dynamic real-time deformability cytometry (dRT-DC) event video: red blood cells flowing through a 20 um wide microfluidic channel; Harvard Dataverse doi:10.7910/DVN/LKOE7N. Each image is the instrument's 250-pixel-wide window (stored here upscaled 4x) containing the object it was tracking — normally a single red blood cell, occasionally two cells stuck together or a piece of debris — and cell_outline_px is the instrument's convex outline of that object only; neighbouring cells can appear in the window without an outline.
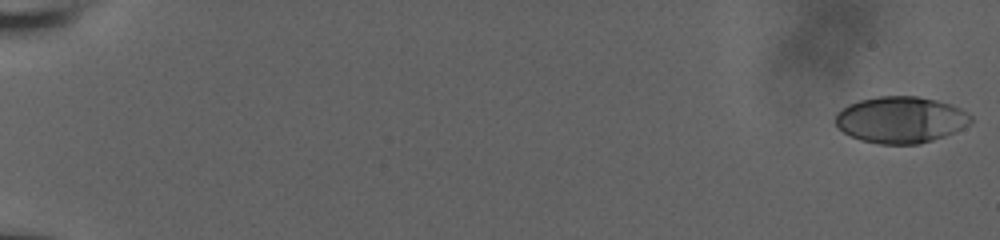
{"species": "human", "species_latin": "Homo sapiens", "temperature_condition": "room temperature", "stored_images_in_passage": 56, "camera_frame_rate_fps": 3000, "um_per_image_px": 0.085, "donor": {"sex": "male"}, "frame": {"image": 1, "passage_image": 1, "time_ms": 0.0, "image_size_px": [1000, 240], "cell_outline_px": [[972, 120], [964, 128], [944, 136], [920, 144], [876, 144], [860, 140], [844, 132], [836, 124], [836, 112], [848, 104], [860, 100], [880, 96], [916, 96], [936, 100], [952, 104], [960, 108], [972, 116]], "centroid_in_image_um": [76.57, 10.18], "position_along_channel_um": 8.4, "area_um2": 36.7}}
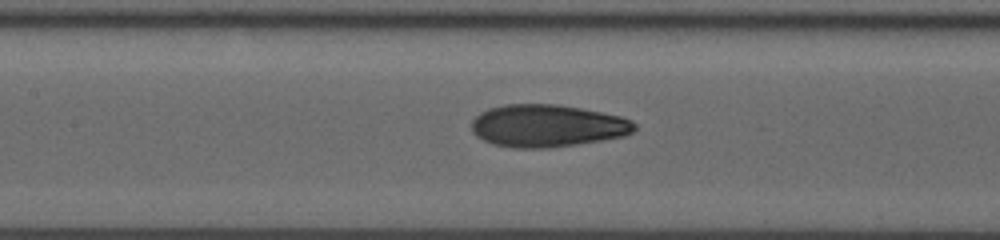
{"frame": {"image": 2, "passage_image": 30, "time_ms": 9.667, "image_size_px": [1000, 240], "cell_outline_px": [[636, 128], [632, 132], [624, 136], [576, 144], [548, 148], [512, 148], [492, 144], [476, 136], [472, 132], [472, 120], [480, 112], [488, 108], [504, 104], [560, 104], [620, 116], [632, 120], [636, 124]], "centroid_in_image_um": [46.49, 10.69], "position_along_channel_um": 160.9, "area_um2": 40.4}}
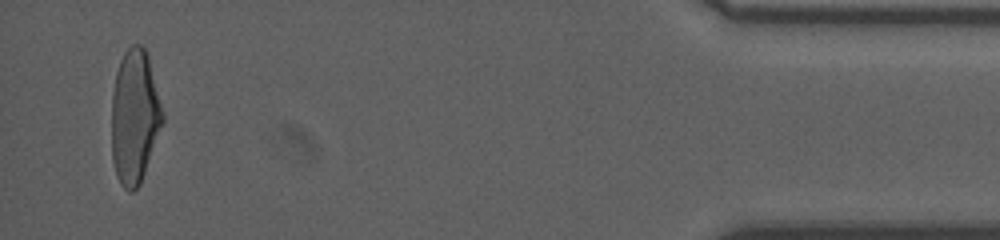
{"frame": {"image": 3, "passage_image": 56, "time_ms": 18.333, "image_size_px": [1000, 240], "cell_outline_px": [[164, 120], [140, 184], [132, 192], [128, 192], [120, 184], [116, 176], [112, 160], [112, 92], [116, 72], [120, 60], [124, 52], [132, 44], [140, 44], [148, 52], [164, 112]], "centroid_in_image_um": [11.45, 9.9], "position_along_channel_um": 423.8, "area_um2": 40.23}, "authors_computed_cell_mechanics": {"area_um2": 38.7838, "velocity_mm_per_s": 3.8375, "shape_relaxation_time_tau1_ms": 5.0889, "shape_relaxation_time_tau2_ms": 1.1766, "deformation_change_tau1": 0.1988, "deformation_change_tau2": 0.0714}}